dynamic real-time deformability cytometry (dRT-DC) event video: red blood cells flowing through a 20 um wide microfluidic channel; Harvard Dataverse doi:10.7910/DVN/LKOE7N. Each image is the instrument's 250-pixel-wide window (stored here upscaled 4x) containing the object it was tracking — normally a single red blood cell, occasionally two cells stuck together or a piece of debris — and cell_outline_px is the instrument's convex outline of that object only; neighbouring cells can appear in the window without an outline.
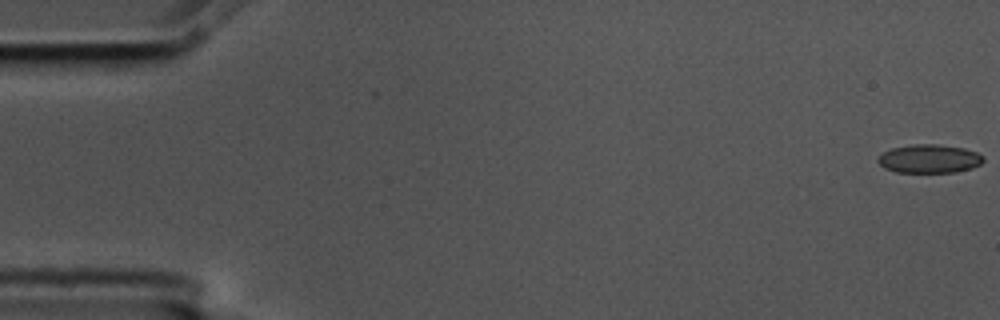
{"species": "common noctule bat (a hibernating species)", "species_latin": "Nyctalus noctula", "temperature_condition": "cold", "stored_images_in_passage": 5, "camera_frame_rate_fps": 3000, "um_per_image_px": 0.085, "animal": {"sex": "male", "body_mass_g": 17.5, "forearm_length_mm": 52.3}, "frame": {"image": 1, "passage_image": 1, "time_ms": 0.0, "image_size_px": [1000, 320], "cell_outline_px": [[984, 160], [980, 164], [972, 168], [956, 172], [896, 172], [884, 168], [876, 160], [884, 152], [892, 148], [912, 144], [936, 144], [964, 148], [976, 152], [984, 156]], "centroid_in_image_um": [79.0, 13.49], "position_along_channel_um": 6.0, "area_um2": 17.51}}
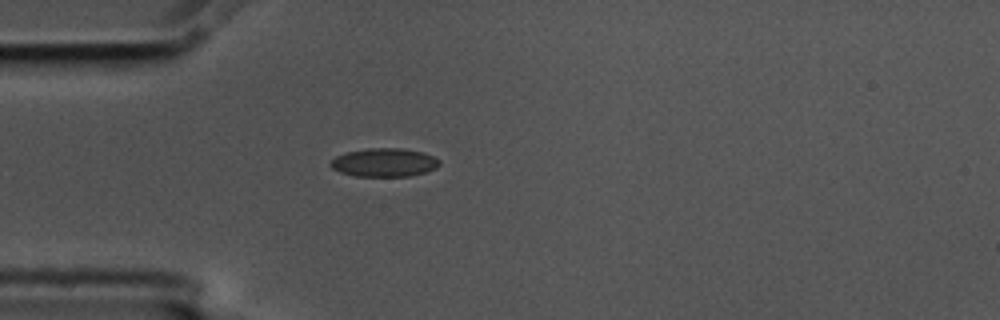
{"frame": {"image": 2, "passage_image": 5, "time_ms": 1.333, "image_size_px": [1000, 320], "cell_outline_px": [[440, 164], [436, 168], [424, 172], [408, 176], [356, 176], [340, 172], [332, 168], [328, 164], [336, 156], [348, 152], [368, 148], [400, 148], [424, 152], [440, 160]], "centroid_in_image_um": [32.66, 13.81], "position_along_channel_um": 52.3, "area_um2": 17.98}}